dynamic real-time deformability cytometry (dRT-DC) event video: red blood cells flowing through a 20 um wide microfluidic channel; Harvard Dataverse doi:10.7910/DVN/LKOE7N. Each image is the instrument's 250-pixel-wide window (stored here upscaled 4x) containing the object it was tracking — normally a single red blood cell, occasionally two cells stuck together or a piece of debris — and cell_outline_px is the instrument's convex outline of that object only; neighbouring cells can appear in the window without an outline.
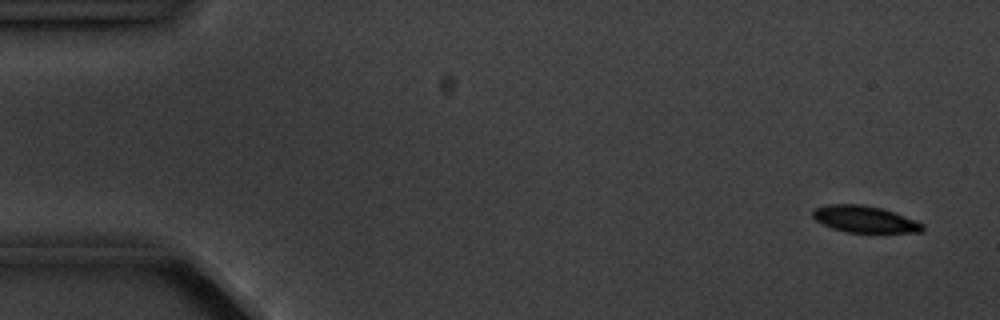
{"species": "common noctule bat (a hibernating species)", "species_latin": "Nyctalus noctula", "temperature_condition": "cold", "stored_images_in_passage": 4, "camera_frame_rate_fps": 3000, "um_per_image_px": 0.085, "animal": {"sex": "male", "body_mass_g": 20.1, "forearm_length_mm": 53.5}, "frame": {"image": 1, "passage_image": 1, "time_ms": 0.0, "image_size_px": [1000, 320], "cell_outline_px": [[924, 232], [844, 232], [832, 228], [816, 220], [812, 216], [812, 212], [816, 208], [824, 204], [860, 204], [880, 208], [892, 212], [924, 224]], "centroid_in_image_um": [73.46, 18.63], "position_along_channel_um": 11.5, "area_um2": 16.82}}